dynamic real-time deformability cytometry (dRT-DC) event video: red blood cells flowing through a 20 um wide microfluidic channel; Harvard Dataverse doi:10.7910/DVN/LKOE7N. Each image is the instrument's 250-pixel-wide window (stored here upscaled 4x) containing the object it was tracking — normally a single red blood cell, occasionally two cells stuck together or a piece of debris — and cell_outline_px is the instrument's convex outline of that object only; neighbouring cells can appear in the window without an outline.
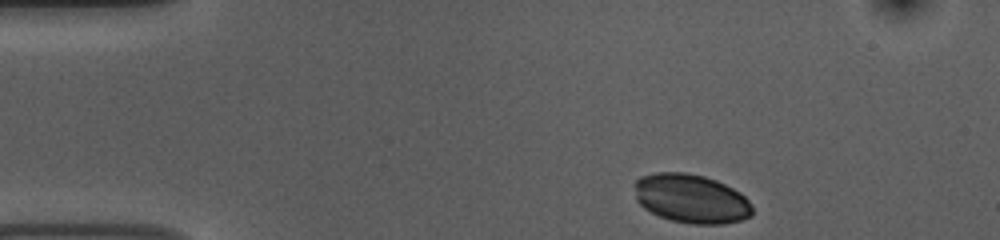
{"species": "common noctule bat (a hibernating species)", "species_latin": "Nyctalus noctula", "temperature_condition": "room temperature", "stored_images_in_passage": 39, "camera_frame_rate_fps": 3000, "um_per_image_px": 0.085, "animal": {"sex": "female", "body_mass_g": 10.0, "forearm_length_mm": 53.1}, "frame": {"image": 1, "passage_image": 1, "time_ms": 0.0, "image_size_px": [1000, 240], "cell_outline_px": [[752, 216], [740, 220], [724, 224], [692, 224], [672, 220], [660, 216], [644, 208], [636, 200], [632, 184], [640, 176], [656, 172], [684, 172], [704, 176], [716, 180], [740, 192], [752, 204]], "centroid_in_image_um": [58.72, 16.87], "position_along_channel_um": 26.3, "area_um2": 33.87}}
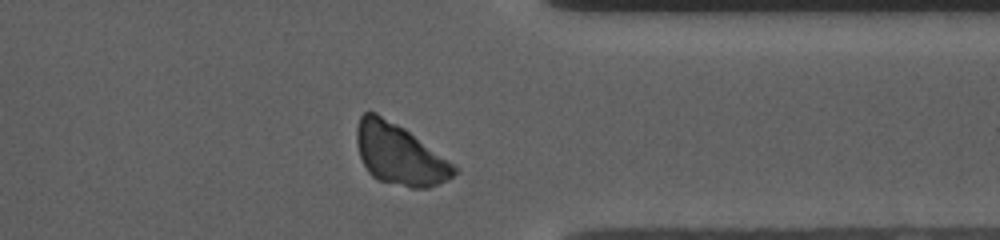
{"frame": {"image": 2, "passage_image": 35, "time_ms": 11.333, "image_size_px": [1000, 240], "cell_outline_px": [[460, 172], [448, 180], [440, 184], [428, 188], [412, 188], [376, 180], [368, 172], [360, 156], [356, 144], [356, 128], [360, 116], [364, 112], [376, 112], [404, 128], [460, 168]], "centroid_in_image_um": [33.97, 13.15], "position_along_channel_um": 377.4, "area_um2": 34.8}}